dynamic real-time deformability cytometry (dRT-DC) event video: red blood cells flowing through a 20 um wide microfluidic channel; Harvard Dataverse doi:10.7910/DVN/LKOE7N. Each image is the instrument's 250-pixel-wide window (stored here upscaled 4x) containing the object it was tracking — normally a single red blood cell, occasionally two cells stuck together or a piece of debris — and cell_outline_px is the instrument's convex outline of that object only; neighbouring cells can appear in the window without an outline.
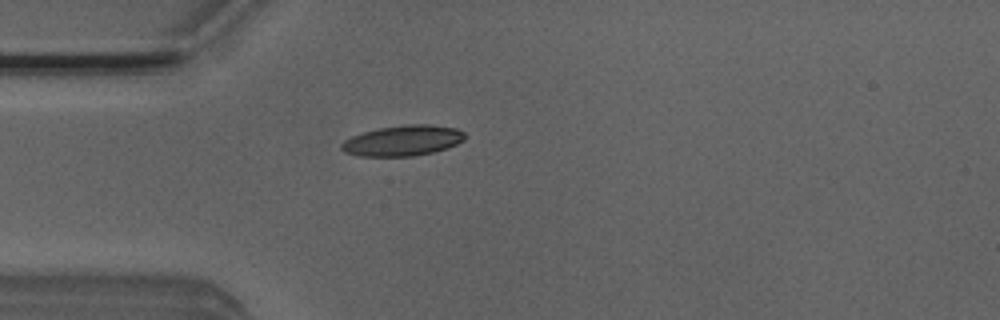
{"species": "Egyptian fruit bat (a non-hibernating species)", "species_latin": "Rousettus aegyptiacus", "temperature_condition": "room temperature", "stored_images_in_passage": 3, "camera_frame_rate_fps": 3000, "um_per_image_px": 0.085, "animal": {"sex": "male"}, "frame": {"image": 1, "passage_image": 3, "time_ms": 0.667, "image_size_px": [1000, 320], "cell_outline_px": [[464, 140], [456, 144], [432, 152], [416, 156], [356, 156], [344, 152], [340, 148], [340, 144], [344, 140], [352, 136], [364, 132], [380, 128], [408, 124], [432, 124], [456, 128], [464, 132]], "centroid_in_image_um": [34.21, 11.95], "position_along_channel_um": 50.8, "area_um2": 21.91}}